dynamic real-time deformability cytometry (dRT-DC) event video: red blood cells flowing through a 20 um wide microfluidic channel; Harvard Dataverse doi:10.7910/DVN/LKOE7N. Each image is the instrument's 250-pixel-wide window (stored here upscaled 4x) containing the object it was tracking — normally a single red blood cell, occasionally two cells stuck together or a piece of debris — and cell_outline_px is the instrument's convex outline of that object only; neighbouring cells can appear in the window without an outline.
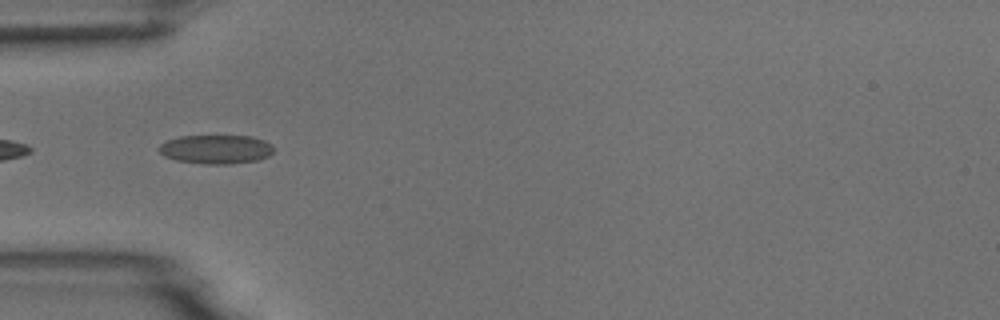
{"species": "common noctule bat (a hibernating species)", "species_latin": "Nyctalus noctula", "temperature_condition": "room temperature", "stored_images_in_passage": 6, "segment_of_instrument_passage": [2, 2], "camera_frame_rate_fps": 3000, "um_per_image_px": 0.085, "animal": {"sex": "male", "body_mass_g": 18.8}, "frame": {"image": 1, "passage_image": 4, "time_ms": 3.667, "image_size_px": [1000, 320], "cell_outline_px": [[272, 152], [268, 156], [260, 160], [228, 164], [204, 164], [176, 160], [164, 156], [156, 148], [160, 144], [168, 140], [180, 136], [252, 136], [264, 140], [272, 144]], "centroid_in_image_um": [18.35, 12.69], "position_along_channel_um": 66.6, "area_um2": 19.42}}